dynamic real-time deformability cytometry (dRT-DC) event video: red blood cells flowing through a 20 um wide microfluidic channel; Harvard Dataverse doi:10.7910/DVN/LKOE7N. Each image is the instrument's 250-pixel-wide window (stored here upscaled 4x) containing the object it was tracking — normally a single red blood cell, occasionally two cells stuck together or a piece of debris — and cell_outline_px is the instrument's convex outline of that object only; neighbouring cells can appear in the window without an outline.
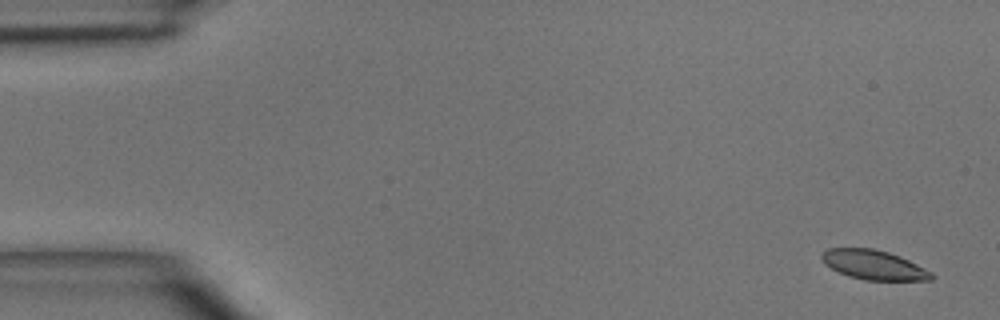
{"species": "common noctule bat (a hibernating species)", "species_latin": "Nyctalus noctula", "temperature_condition": "room temperature", "stored_images_in_passage": 5, "camera_frame_rate_fps": 3000, "um_per_image_px": 0.085, "animal": {"sex": "male", "body_mass_g": 15.6}, "frame": {"image": 1, "passage_image": 1, "time_ms": 0.0, "image_size_px": [1000, 320], "cell_outline_px": [[936, 276], [932, 280], [864, 280], [848, 276], [824, 264], [820, 260], [820, 256], [828, 248], [872, 248], [888, 252], [900, 256], [932, 272]], "centroid_in_image_um": [74.26, 22.52], "position_along_channel_um": 10.7, "area_um2": 18.84}}
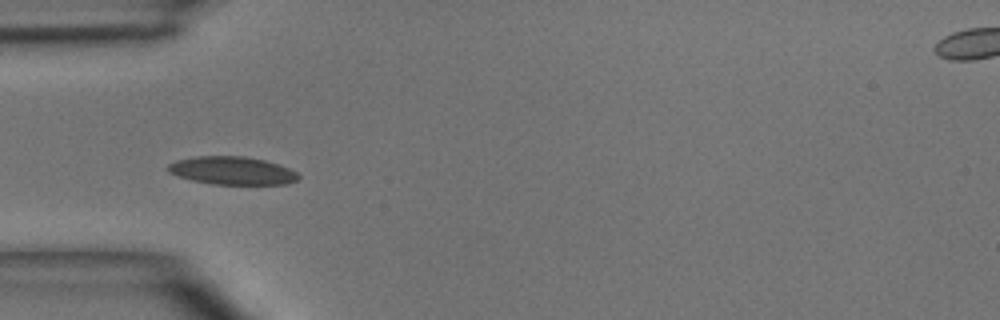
{"frame": {"image": 2, "passage_image": 4, "time_ms": 4.333, "image_size_px": [1000, 320], "cell_outline_px": [[300, 176], [296, 180], [288, 184], [212, 184], [192, 180], [168, 172], [164, 168], [168, 164], [176, 160], [196, 156], [244, 156], [264, 160], [288, 168], [296, 172]], "centroid_in_image_um": [19.69, 14.5], "position_along_channel_um": 65.3, "area_um2": 21.21}}
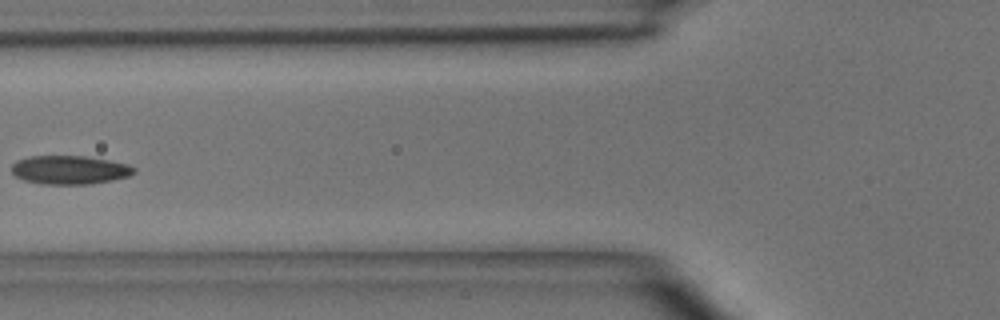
{"frame": {"image": 3, "passage_image": 5, "time_ms": 5.667, "image_size_px": [1000, 320], "cell_outline_px": [[136, 172], [128, 176], [112, 180], [92, 184], [40, 184], [24, 180], [16, 176], [12, 172], [12, 164], [16, 160], [28, 156], [84, 156], [108, 160], [128, 164], [136, 168]], "centroid_in_image_um": [5.91, 14.44], "position_along_channel_um": 119.9, "area_um2": 20.52}}